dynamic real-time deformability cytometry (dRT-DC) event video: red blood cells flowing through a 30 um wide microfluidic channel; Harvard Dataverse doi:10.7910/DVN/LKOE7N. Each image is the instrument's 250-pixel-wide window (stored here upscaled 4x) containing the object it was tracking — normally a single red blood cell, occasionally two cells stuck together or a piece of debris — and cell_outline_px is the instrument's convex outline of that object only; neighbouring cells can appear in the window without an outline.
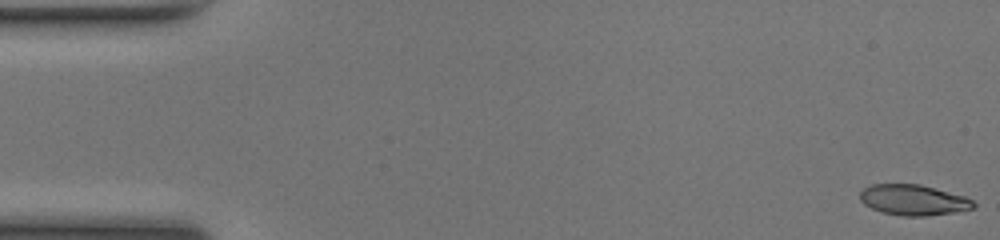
{"species": "common noctule bat (a hibernating species)", "species_latin": "Nyctalus noctula", "temperature_condition": "room temperature", "stored_images_in_passage": 50, "camera_frame_rate_fps": 3000, "um_per_image_px": 0.085, "animal": {"sex": "female", "body_mass_g": 17.0, "forearm_length_mm": 48.0}, "frame": {"image": 1, "passage_image": 1, "time_ms": 0.0, "image_size_px": [1000, 240], "cell_outline_px": [[976, 204], [972, 208], [952, 212], [924, 216], [904, 216], [884, 212], [872, 208], [864, 204], [860, 200], [860, 192], [864, 188], [872, 184], [920, 184], [964, 196], [972, 200]], "centroid_in_image_um": [77.61, 16.99], "position_along_channel_um": 7.4, "area_um2": 19.94}}
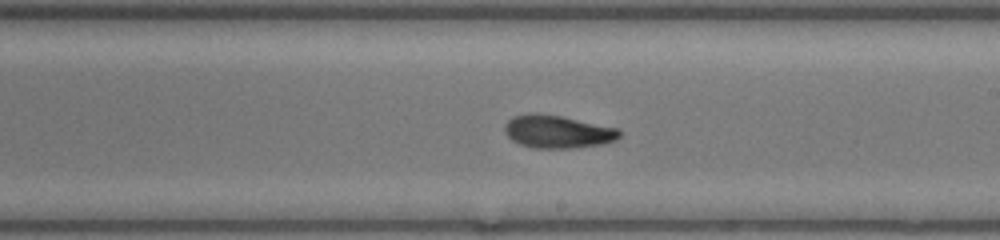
{"frame": {"image": 2, "passage_image": 29, "time_ms": 9.333, "image_size_px": [1000, 240], "cell_outline_px": [[620, 136], [616, 140], [600, 144], [572, 148], [536, 148], [520, 144], [512, 140], [504, 132], [504, 124], [512, 116], [560, 116], [616, 128], [620, 132]], "centroid_in_image_um": [47.39, 11.23], "position_along_channel_um": 241.6, "area_um2": 21.1}}
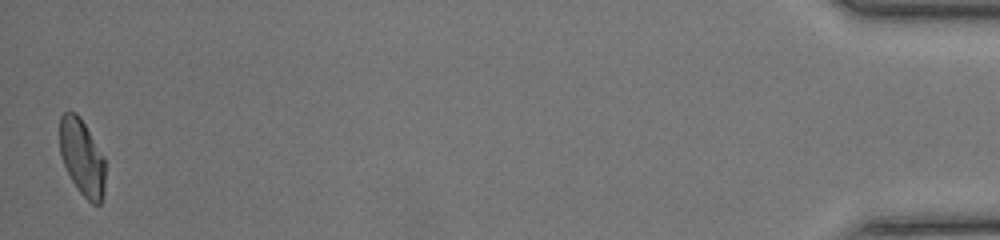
{"frame": {"image": 3, "passage_image": 50, "time_ms": 16.333, "image_size_px": [1000, 240], "cell_outline_px": [[104, 196], [100, 204], [92, 204], [80, 192], [72, 180], [64, 164], [60, 152], [60, 116], [64, 112], [76, 112], [80, 116], [104, 156]], "centroid_in_image_um": [6.98, 13.37], "position_along_channel_um": 428.2, "area_um2": 20.11}, "authors_computed_cell_mechanics": {"area_um2": 21.1548, "velocity_mm_per_s": 4.1269, "shape_relaxation_time_tau1_ms": 6.6139, "shape_relaxation_time_tau2_ms": 1.9318, "deformation_change_tau1": 0.2051, "deformation_change_tau2": 0.0696}}